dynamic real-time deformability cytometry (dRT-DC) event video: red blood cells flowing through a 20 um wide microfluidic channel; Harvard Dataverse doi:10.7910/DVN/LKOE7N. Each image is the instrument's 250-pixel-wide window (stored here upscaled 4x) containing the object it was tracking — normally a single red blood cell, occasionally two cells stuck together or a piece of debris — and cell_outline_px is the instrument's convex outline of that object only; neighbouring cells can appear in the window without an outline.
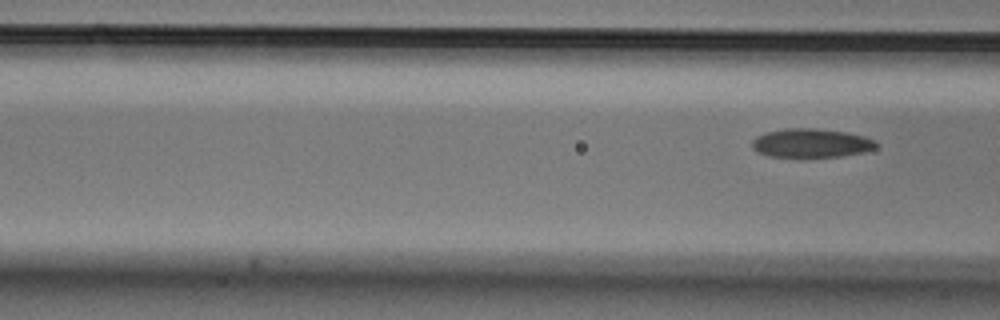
{"species": "Egyptian fruit bat (a non-hibernating species)", "species_latin": "Rousettus aegyptiacus", "temperature_condition": "cold", "stored_images_in_passage": 7, "segment_of_instrument_passage": [2, 2], "camera_frame_rate_fps": 3000, "um_per_image_px": 0.085, "animal": {"sex": "male"}, "frame": {"image": 1, "passage_image": 7, "time_ms": 2.0, "image_size_px": [1000, 320], "cell_outline_px": [[876, 148], [864, 152], [840, 156], [800, 160], [768, 156], [756, 152], [752, 148], [752, 140], [756, 136], [764, 132], [788, 128], [816, 128], [844, 132], [864, 136], [876, 140]], "centroid_in_image_um": [68.89, 12.21], "position_along_channel_um": 97.7, "area_um2": 21.79}}